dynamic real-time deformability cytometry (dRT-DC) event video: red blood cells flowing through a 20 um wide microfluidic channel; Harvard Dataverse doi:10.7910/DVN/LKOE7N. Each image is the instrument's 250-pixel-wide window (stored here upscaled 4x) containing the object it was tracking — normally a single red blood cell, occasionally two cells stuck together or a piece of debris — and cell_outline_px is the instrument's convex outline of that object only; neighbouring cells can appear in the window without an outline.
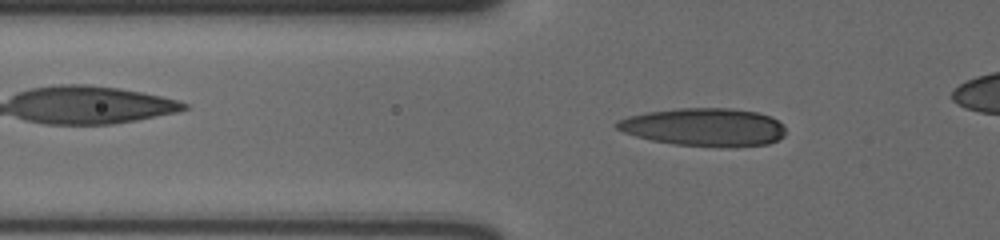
{"species": "human", "species_latin": "Homo sapiens", "temperature_condition": "cold", "stored_images_in_passage": 51, "camera_frame_rate_fps": 3000, "um_per_image_px": 0.085, "donor": {"sex": "male"}, "frame": {"image": 1, "passage_image": 18, "time_ms": 5.667, "image_size_px": [1000, 240], "cell_outline_px": [[784, 136], [768, 144], [732, 148], [720, 148], [676, 144], [652, 140], [636, 136], [624, 132], [616, 128], [612, 124], [616, 120], [628, 116], [648, 112], [680, 108], [732, 108], [756, 112], [768, 116], [784, 124]], "centroid_in_image_um": [59.85, 10.82], "position_along_channel_um": 66.0, "area_um2": 37.69}}
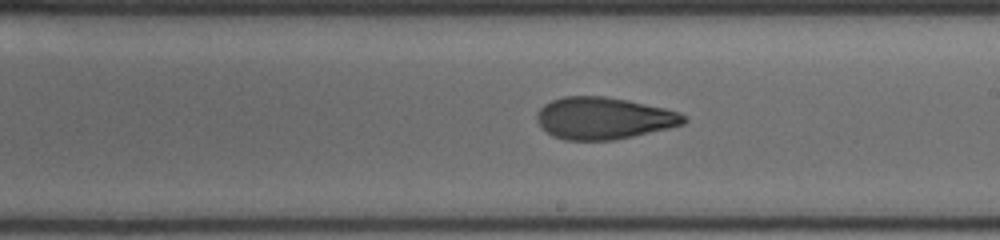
{"frame": {"image": 2, "passage_image": 33, "time_ms": 10.667, "image_size_px": [1000, 240], "cell_outline_px": [[688, 120], [684, 124], [668, 128], [632, 136], [612, 140], [564, 140], [552, 136], [536, 120], [536, 116], [540, 108], [544, 104], [552, 100], [564, 96], [604, 96], [628, 100], [664, 108], [680, 112]], "centroid_in_image_um": [51.31, 10.04], "position_along_channel_um": 237.7, "area_um2": 35.78}}
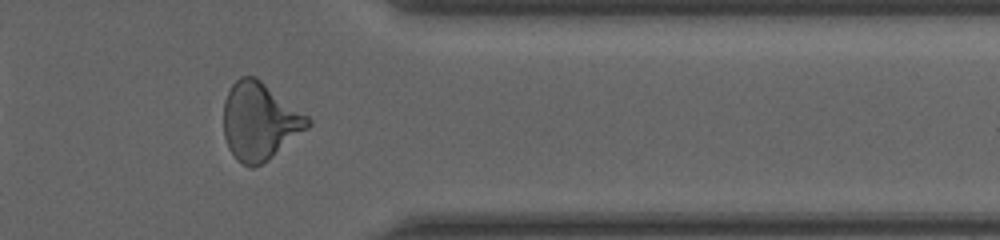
{"frame": {"image": 3, "passage_image": 46, "time_ms": 15.0, "image_size_px": [1000, 240], "cell_outline_px": [[312, 124], [308, 128], [268, 160], [252, 168], [248, 168], [236, 160], [228, 148], [224, 136], [224, 100], [232, 84], [240, 76], [256, 76], [308, 116], [312, 120]], "centroid_in_image_um": [22.06, 10.32], "position_along_channel_um": 389.3, "area_um2": 38.09}}